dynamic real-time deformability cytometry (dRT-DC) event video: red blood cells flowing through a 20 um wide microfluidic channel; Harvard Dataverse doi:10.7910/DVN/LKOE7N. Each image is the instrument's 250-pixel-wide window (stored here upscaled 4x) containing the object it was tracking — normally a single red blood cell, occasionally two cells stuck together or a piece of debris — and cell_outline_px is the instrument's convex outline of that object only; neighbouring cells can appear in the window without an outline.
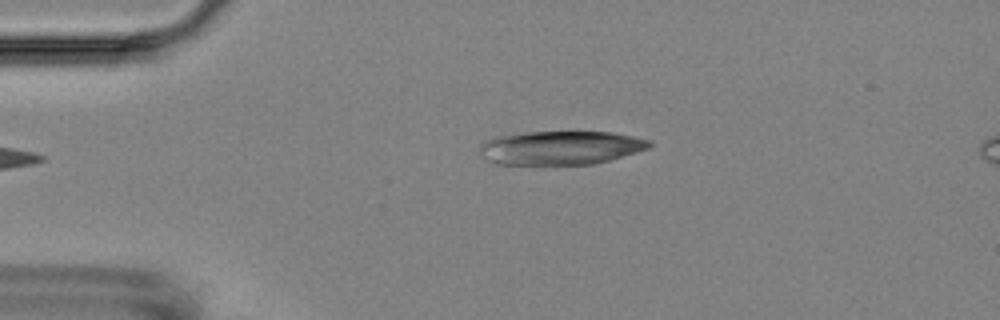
{"species": "Egyptian fruit bat (a non-hibernating species)", "species_latin": "Rousettus aegyptiacus", "temperature_condition": "room temperature", "stored_images_in_passage": 6, "camera_frame_rate_fps": 3000, "um_per_image_px": 0.085, "animal": {"sex": "female"}, "frame": {"image": 1, "passage_image": 6, "time_ms": 5.667, "image_size_px": [1000, 320], "cell_outline_px": [[652, 144], [648, 148], [636, 152], [608, 160], [592, 164], [496, 164], [488, 160], [480, 148], [480, 144], [496, 136], [528, 132], [612, 132], [652, 140]], "centroid_in_image_um": [47.68, 12.55], "position_along_channel_um": 37.3, "area_um2": 32.95}}